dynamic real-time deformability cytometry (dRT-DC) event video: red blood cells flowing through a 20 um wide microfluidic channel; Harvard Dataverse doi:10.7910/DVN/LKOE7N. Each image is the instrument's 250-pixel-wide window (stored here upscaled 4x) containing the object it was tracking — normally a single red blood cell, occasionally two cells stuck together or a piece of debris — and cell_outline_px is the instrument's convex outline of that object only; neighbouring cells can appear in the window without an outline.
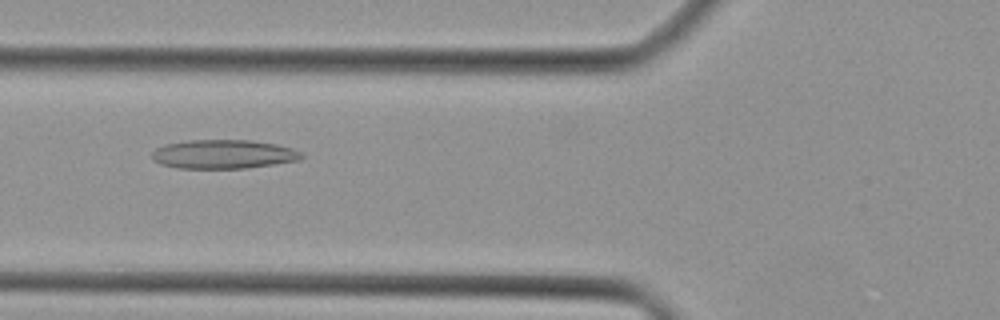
{"species": "Egyptian fruit bat (a non-hibernating species)", "species_latin": "Rousettus aegyptiacus", "temperature_condition": "cold", "stored_images_in_passage": 37, "camera_frame_rate_fps": 3000, "um_per_image_px": 0.085, "animal": {"sex": "female"}, "frame": {"image": 1, "passage_image": 10, "time_ms": 3.0, "image_size_px": [1000, 320], "cell_outline_px": [[304, 156], [300, 160], [248, 168], [180, 168], [160, 164], [152, 156], [152, 152], [156, 148], [168, 144], [188, 140], [252, 140], [276, 144], [292, 148], [300, 152]], "centroid_in_image_um": [19.03, 13.1], "position_along_channel_um": 106.8, "area_um2": 25.09}}
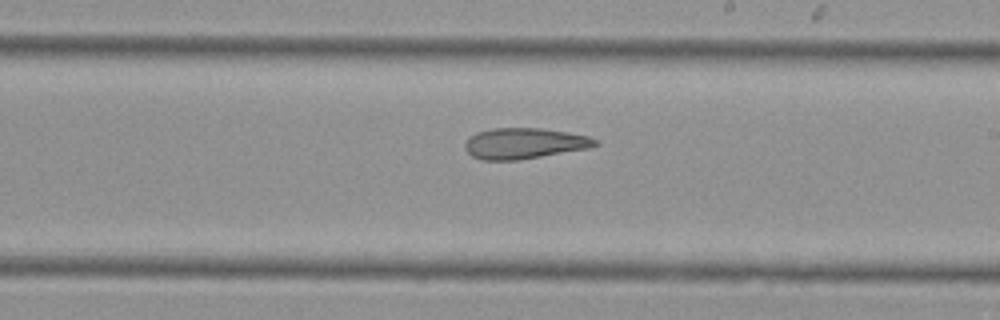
{"frame": {"image": 2, "passage_image": 19, "time_ms": 6.0, "image_size_px": [1000, 320], "cell_outline_px": [[600, 144], [588, 148], [516, 160], [480, 160], [472, 156], [464, 148], [464, 144], [468, 136], [476, 132], [492, 128], [540, 128], [568, 132], [588, 136], [596, 140]], "centroid_in_image_um": [44.5, 12.18], "position_along_channel_um": 244.5, "area_um2": 23.35}}
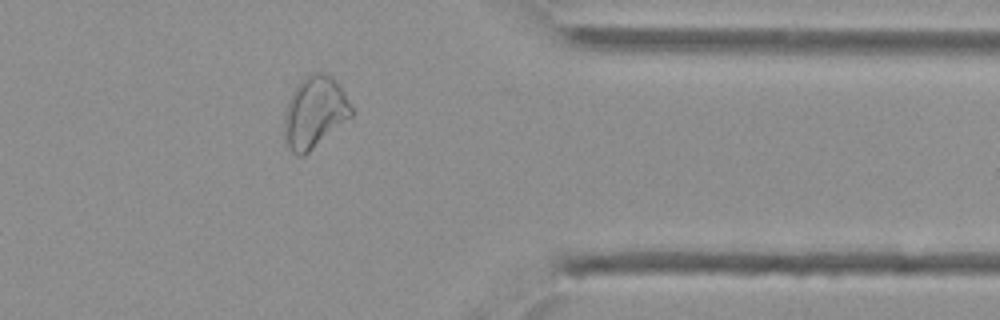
{"frame": {"image": 3, "passage_image": 29, "time_ms": 9.333, "image_size_px": [1000, 320], "cell_outline_px": [[356, 112], [352, 116], [304, 156], [296, 156], [284, 144], [284, 116], [288, 100], [292, 92], [300, 80], [312, 72], [324, 72], [332, 76], [344, 92]], "centroid_in_image_um": [26.74, 9.55], "position_along_channel_um": 384.7, "area_um2": 28.38}}